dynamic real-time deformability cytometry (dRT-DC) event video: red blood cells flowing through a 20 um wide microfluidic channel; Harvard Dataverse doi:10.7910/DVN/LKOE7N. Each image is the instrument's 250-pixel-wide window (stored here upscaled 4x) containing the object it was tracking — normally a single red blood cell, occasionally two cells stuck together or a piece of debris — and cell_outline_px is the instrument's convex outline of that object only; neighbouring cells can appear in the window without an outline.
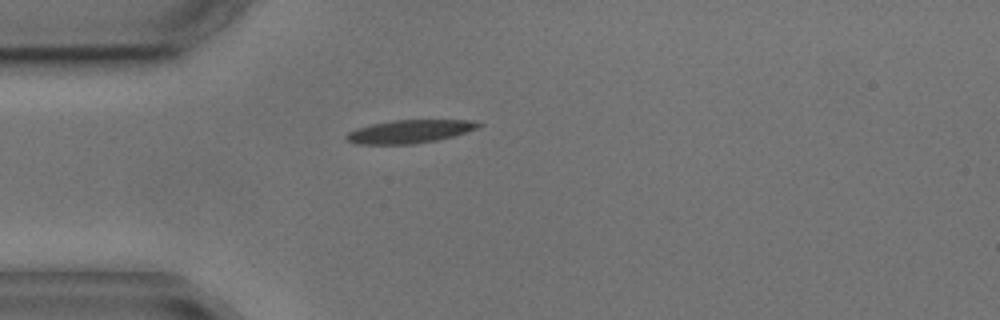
{"species": "common noctule bat (a hibernating species)", "species_latin": "Nyctalus noctula", "temperature_condition": "cold", "stored_images_in_passage": 4, "camera_frame_rate_fps": 3000, "um_per_image_px": 0.085, "animal": {"sex": "male", "body_mass_g": 17.9, "forearm_length_mm": 54.2}, "frame": {"image": 1, "passage_image": 4, "time_ms": 4.0, "image_size_px": [1000, 320], "cell_outline_px": [[484, 124], [480, 128], [452, 136], [436, 140], [412, 144], [356, 144], [344, 140], [344, 136], [348, 132], [356, 128], [372, 124], [392, 120], [472, 120]], "centroid_in_image_um": [34.8, 11.17], "position_along_channel_um": 50.2, "area_um2": 17.98}}